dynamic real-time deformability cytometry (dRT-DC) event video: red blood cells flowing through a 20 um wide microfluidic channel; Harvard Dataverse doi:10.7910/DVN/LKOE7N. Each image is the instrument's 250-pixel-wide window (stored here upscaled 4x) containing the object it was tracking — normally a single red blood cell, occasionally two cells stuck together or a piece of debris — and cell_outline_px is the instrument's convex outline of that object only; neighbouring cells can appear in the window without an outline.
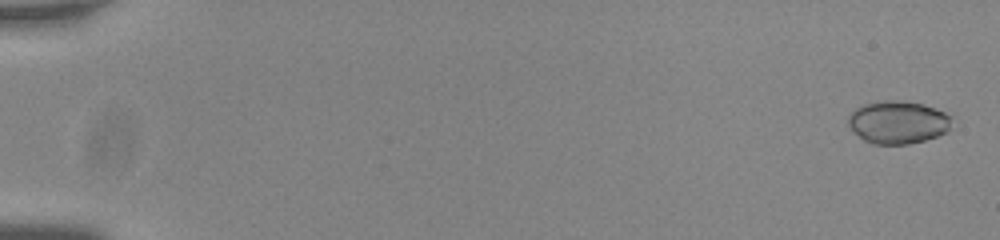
{"species": "common noctule bat (a hibernating species)", "species_latin": "Nyctalus noctula", "temperature_condition": "room temperature", "stored_images_in_passage": 57, "camera_frame_rate_fps": 3000, "um_per_image_px": 0.085, "animal": {"sex": "male", "body_mass_g": 20.0, "forearm_length_mm": 53.3}, "frame": {"image": 1, "passage_image": 2, "time_ms": 0.333, "image_size_px": [1000, 240], "cell_outline_px": [[952, 116], [948, 128], [944, 132], [936, 136], [924, 140], [908, 144], [872, 144], [864, 140], [848, 124], [848, 116], [856, 108], [864, 104], [880, 100], [896, 100], [920, 104], [936, 108]], "centroid_in_image_um": [76.3, 10.38], "position_along_channel_um": 8.7, "area_um2": 25.49}}
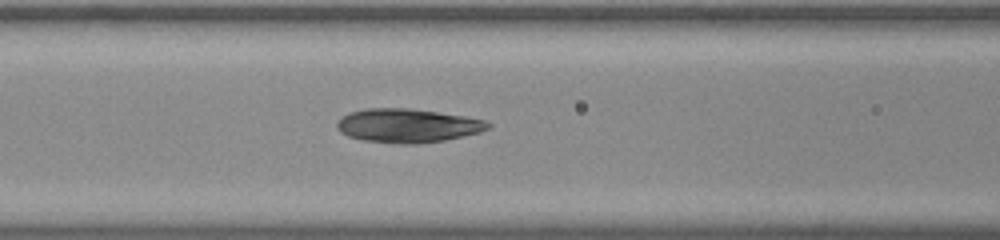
{"frame": {"image": 2, "passage_image": 26, "time_ms": 8.333, "image_size_px": [1000, 240], "cell_outline_px": [[492, 124], [488, 128], [480, 132], [444, 140], [416, 144], [400, 144], [360, 140], [348, 136], [340, 132], [336, 128], [336, 120], [340, 116], [348, 112], [364, 108], [408, 108], [464, 116], [484, 120]], "centroid_in_image_um": [34.56, 10.67], "position_along_channel_um": 132.0, "area_um2": 29.94}}
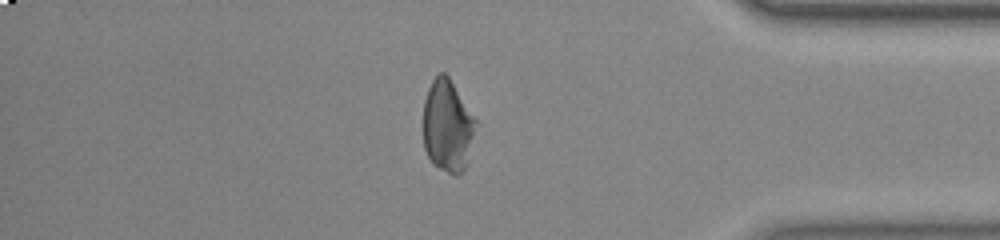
{"frame": {"image": 3, "passage_image": 49, "time_ms": 16.0, "image_size_px": [1000, 240], "cell_outline_px": [[476, 120], [464, 172], [456, 176], [432, 164], [424, 148], [424, 100], [428, 88], [432, 80], [440, 72], [444, 72], [448, 76]], "centroid_in_image_um": [38.01, 10.71], "position_along_channel_um": 397.2, "area_um2": 27.63}, "authors_computed_cell_mechanics": {"area_um2": 28.7844, "velocity_mm_per_s": 3.752, "shape_relaxation_time_tau1_ms": null, "shape_relaxation_time_tau2_ms": 1.9949, "deformation_change_tau1": null, "deformation_change_tau2": 0.0813}}